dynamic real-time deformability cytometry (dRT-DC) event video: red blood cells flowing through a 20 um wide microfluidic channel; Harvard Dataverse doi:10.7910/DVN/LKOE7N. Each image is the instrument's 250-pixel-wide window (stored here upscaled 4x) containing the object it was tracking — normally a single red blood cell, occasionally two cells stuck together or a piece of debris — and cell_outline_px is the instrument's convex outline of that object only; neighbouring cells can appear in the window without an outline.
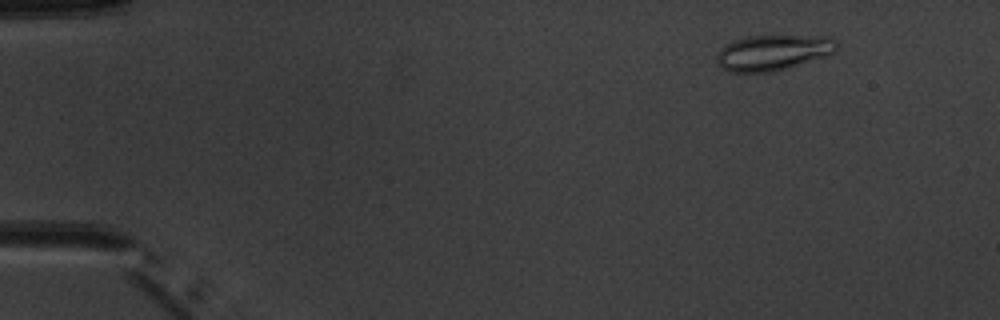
{"species": "common noctule bat (a hibernating species)", "species_latin": "Nyctalus noctula", "temperature_condition": "warm", "stored_images_in_passage": 3, "camera_frame_rate_fps": 3000, "um_per_image_px": 0.085, "animal": {"sex": "male", "body_mass_g": 20.1, "forearm_length_mm": 53.5}, "frame": {"image": 1, "passage_image": 1, "time_ms": 0.0, "image_size_px": [1000, 320], "cell_outline_px": [[840, 44], [832, 52], [824, 56], [772, 72], [728, 72], [720, 68], [716, 60], [716, 52], [724, 44], [732, 40], [748, 36], [832, 36]], "centroid_in_image_um": [65.64, 4.45], "position_along_channel_um": 19.4, "area_um2": 24.97}}